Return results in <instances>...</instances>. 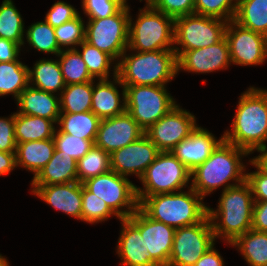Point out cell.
<instances>
[{
    "mask_svg": "<svg viewBox=\"0 0 267 266\" xmlns=\"http://www.w3.org/2000/svg\"><path fill=\"white\" fill-rule=\"evenodd\" d=\"M144 130L125 111L123 114L101 119L95 145L111 154L144 135Z\"/></svg>",
    "mask_w": 267,
    "mask_h": 266,
    "instance_id": "e0dca14e",
    "label": "cell"
},
{
    "mask_svg": "<svg viewBox=\"0 0 267 266\" xmlns=\"http://www.w3.org/2000/svg\"><path fill=\"white\" fill-rule=\"evenodd\" d=\"M29 67L19 59L0 62V96L12 95L17 100L21 92L29 85Z\"/></svg>",
    "mask_w": 267,
    "mask_h": 266,
    "instance_id": "4dcf8cb0",
    "label": "cell"
},
{
    "mask_svg": "<svg viewBox=\"0 0 267 266\" xmlns=\"http://www.w3.org/2000/svg\"><path fill=\"white\" fill-rule=\"evenodd\" d=\"M215 241L209 216L202 222L176 228L168 266H193Z\"/></svg>",
    "mask_w": 267,
    "mask_h": 266,
    "instance_id": "7c38bea8",
    "label": "cell"
},
{
    "mask_svg": "<svg viewBox=\"0 0 267 266\" xmlns=\"http://www.w3.org/2000/svg\"><path fill=\"white\" fill-rule=\"evenodd\" d=\"M122 54L117 62V77L123 85L166 86L178 74L174 50Z\"/></svg>",
    "mask_w": 267,
    "mask_h": 266,
    "instance_id": "5b68a950",
    "label": "cell"
},
{
    "mask_svg": "<svg viewBox=\"0 0 267 266\" xmlns=\"http://www.w3.org/2000/svg\"><path fill=\"white\" fill-rule=\"evenodd\" d=\"M126 111L146 131L173 107L176 101L166 86L124 85Z\"/></svg>",
    "mask_w": 267,
    "mask_h": 266,
    "instance_id": "ba28073f",
    "label": "cell"
},
{
    "mask_svg": "<svg viewBox=\"0 0 267 266\" xmlns=\"http://www.w3.org/2000/svg\"><path fill=\"white\" fill-rule=\"evenodd\" d=\"M25 33L27 43L40 52L57 56L62 51L57 43L54 28L45 20L32 24Z\"/></svg>",
    "mask_w": 267,
    "mask_h": 266,
    "instance_id": "8d00e7d4",
    "label": "cell"
},
{
    "mask_svg": "<svg viewBox=\"0 0 267 266\" xmlns=\"http://www.w3.org/2000/svg\"><path fill=\"white\" fill-rule=\"evenodd\" d=\"M265 169H267V149L260 151V154L254 157Z\"/></svg>",
    "mask_w": 267,
    "mask_h": 266,
    "instance_id": "816d5d0a",
    "label": "cell"
},
{
    "mask_svg": "<svg viewBox=\"0 0 267 266\" xmlns=\"http://www.w3.org/2000/svg\"><path fill=\"white\" fill-rule=\"evenodd\" d=\"M93 81L66 85L60 97L61 113L91 111Z\"/></svg>",
    "mask_w": 267,
    "mask_h": 266,
    "instance_id": "1f68e13d",
    "label": "cell"
},
{
    "mask_svg": "<svg viewBox=\"0 0 267 266\" xmlns=\"http://www.w3.org/2000/svg\"><path fill=\"white\" fill-rule=\"evenodd\" d=\"M228 21L188 14L174 19V46L176 57L182 52L214 45L225 37Z\"/></svg>",
    "mask_w": 267,
    "mask_h": 266,
    "instance_id": "9c48e42d",
    "label": "cell"
},
{
    "mask_svg": "<svg viewBox=\"0 0 267 266\" xmlns=\"http://www.w3.org/2000/svg\"><path fill=\"white\" fill-rule=\"evenodd\" d=\"M0 266H9L8 260L0 254Z\"/></svg>",
    "mask_w": 267,
    "mask_h": 266,
    "instance_id": "f5cc1de1",
    "label": "cell"
},
{
    "mask_svg": "<svg viewBox=\"0 0 267 266\" xmlns=\"http://www.w3.org/2000/svg\"><path fill=\"white\" fill-rule=\"evenodd\" d=\"M237 0H195L194 13L219 18L225 21L234 20Z\"/></svg>",
    "mask_w": 267,
    "mask_h": 266,
    "instance_id": "60d3db41",
    "label": "cell"
},
{
    "mask_svg": "<svg viewBox=\"0 0 267 266\" xmlns=\"http://www.w3.org/2000/svg\"><path fill=\"white\" fill-rule=\"evenodd\" d=\"M21 46L11 40L0 38V62L15 61L19 57Z\"/></svg>",
    "mask_w": 267,
    "mask_h": 266,
    "instance_id": "c3c4849f",
    "label": "cell"
},
{
    "mask_svg": "<svg viewBox=\"0 0 267 266\" xmlns=\"http://www.w3.org/2000/svg\"><path fill=\"white\" fill-rule=\"evenodd\" d=\"M12 0H4L0 6V38L24 45V23Z\"/></svg>",
    "mask_w": 267,
    "mask_h": 266,
    "instance_id": "836d02e7",
    "label": "cell"
},
{
    "mask_svg": "<svg viewBox=\"0 0 267 266\" xmlns=\"http://www.w3.org/2000/svg\"><path fill=\"white\" fill-rule=\"evenodd\" d=\"M195 116L178 104L151 125L145 135L160 152L171 151L197 128Z\"/></svg>",
    "mask_w": 267,
    "mask_h": 266,
    "instance_id": "4fadbf2b",
    "label": "cell"
},
{
    "mask_svg": "<svg viewBox=\"0 0 267 266\" xmlns=\"http://www.w3.org/2000/svg\"><path fill=\"white\" fill-rule=\"evenodd\" d=\"M127 0H82V9L88 19H100L114 15Z\"/></svg>",
    "mask_w": 267,
    "mask_h": 266,
    "instance_id": "b9f144b4",
    "label": "cell"
},
{
    "mask_svg": "<svg viewBox=\"0 0 267 266\" xmlns=\"http://www.w3.org/2000/svg\"><path fill=\"white\" fill-rule=\"evenodd\" d=\"M55 151L54 139L35 140L17 143L15 158L16 167L21 166L34 173L39 171L49 162Z\"/></svg>",
    "mask_w": 267,
    "mask_h": 266,
    "instance_id": "d4e9b609",
    "label": "cell"
},
{
    "mask_svg": "<svg viewBox=\"0 0 267 266\" xmlns=\"http://www.w3.org/2000/svg\"><path fill=\"white\" fill-rule=\"evenodd\" d=\"M159 152L157 146L144 134L110 154L111 170L124 177L135 174L140 179Z\"/></svg>",
    "mask_w": 267,
    "mask_h": 266,
    "instance_id": "2e32d148",
    "label": "cell"
},
{
    "mask_svg": "<svg viewBox=\"0 0 267 266\" xmlns=\"http://www.w3.org/2000/svg\"><path fill=\"white\" fill-rule=\"evenodd\" d=\"M82 184L105 201L120 219L129 218L139 208L136 185L112 170L87 179Z\"/></svg>",
    "mask_w": 267,
    "mask_h": 266,
    "instance_id": "8fae6325",
    "label": "cell"
},
{
    "mask_svg": "<svg viewBox=\"0 0 267 266\" xmlns=\"http://www.w3.org/2000/svg\"><path fill=\"white\" fill-rule=\"evenodd\" d=\"M78 15L79 13L77 12V9H75L72 5L64 1H57L49 9L44 20L55 28L65 22L71 21Z\"/></svg>",
    "mask_w": 267,
    "mask_h": 266,
    "instance_id": "f6af8a7d",
    "label": "cell"
},
{
    "mask_svg": "<svg viewBox=\"0 0 267 266\" xmlns=\"http://www.w3.org/2000/svg\"><path fill=\"white\" fill-rule=\"evenodd\" d=\"M53 124L56 123L50 119L15 112L16 143L53 138L56 131Z\"/></svg>",
    "mask_w": 267,
    "mask_h": 266,
    "instance_id": "4316f807",
    "label": "cell"
},
{
    "mask_svg": "<svg viewBox=\"0 0 267 266\" xmlns=\"http://www.w3.org/2000/svg\"><path fill=\"white\" fill-rule=\"evenodd\" d=\"M78 181L77 161L55 148L49 162L33 177L31 185H50Z\"/></svg>",
    "mask_w": 267,
    "mask_h": 266,
    "instance_id": "cb8c5ba5",
    "label": "cell"
},
{
    "mask_svg": "<svg viewBox=\"0 0 267 266\" xmlns=\"http://www.w3.org/2000/svg\"><path fill=\"white\" fill-rule=\"evenodd\" d=\"M223 140V136L217 140L208 130L197 126L189 137L171 150V153L190 171H193L212 154Z\"/></svg>",
    "mask_w": 267,
    "mask_h": 266,
    "instance_id": "ffe728a7",
    "label": "cell"
},
{
    "mask_svg": "<svg viewBox=\"0 0 267 266\" xmlns=\"http://www.w3.org/2000/svg\"><path fill=\"white\" fill-rule=\"evenodd\" d=\"M193 266H224L222 256L216 251L214 245L209 248Z\"/></svg>",
    "mask_w": 267,
    "mask_h": 266,
    "instance_id": "681fc988",
    "label": "cell"
},
{
    "mask_svg": "<svg viewBox=\"0 0 267 266\" xmlns=\"http://www.w3.org/2000/svg\"><path fill=\"white\" fill-rule=\"evenodd\" d=\"M231 64L226 38L208 47L184 51L177 57V72L211 73Z\"/></svg>",
    "mask_w": 267,
    "mask_h": 266,
    "instance_id": "ac0fdd59",
    "label": "cell"
},
{
    "mask_svg": "<svg viewBox=\"0 0 267 266\" xmlns=\"http://www.w3.org/2000/svg\"><path fill=\"white\" fill-rule=\"evenodd\" d=\"M250 266H267V232L248 230L233 243Z\"/></svg>",
    "mask_w": 267,
    "mask_h": 266,
    "instance_id": "f546056e",
    "label": "cell"
},
{
    "mask_svg": "<svg viewBox=\"0 0 267 266\" xmlns=\"http://www.w3.org/2000/svg\"><path fill=\"white\" fill-rule=\"evenodd\" d=\"M16 168L15 152L0 151V176L9 174Z\"/></svg>",
    "mask_w": 267,
    "mask_h": 266,
    "instance_id": "f907efd6",
    "label": "cell"
},
{
    "mask_svg": "<svg viewBox=\"0 0 267 266\" xmlns=\"http://www.w3.org/2000/svg\"><path fill=\"white\" fill-rule=\"evenodd\" d=\"M55 148L63 151V154L71 156L78 161L82 158L95 144V140H86L68 133H63L56 129L54 133Z\"/></svg>",
    "mask_w": 267,
    "mask_h": 266,
    "instance_id": "ab89813d",
    "label": "cell"
},
{
    "mask_svg": "<svg viewBox=\"0 0 267 266\" xmlns=\"http://www.w3.org/2000/svg\"><path fill=\"white\" fill-rule=\"evenodd\" d=\"M122 230L117 245V254L123 266H160L146 249L145 238L128 219H119Z\"/></svg>",
    "mask_w": 267,
    "mask_h": 266,
    "instance_id": "44dd1931",
    "label": "cell"
},
{
    "mask_svg": "<svg viewBox=\"0 0 267 266\" xmlns=\"http://www.w3.org/2000/svg\"><path fill=\"white\" fill-rule=\"evenodd\" d=\"M79 46H81L82 51H79L77 48L75 49L80 53L91 77L94 80L96 78H98L97 80L109 79L110 66L114 64L112 62H115V60L85 40Z\"/></svg>",
    "mask_w": 267,
    "mask_h": 266,
    "instance_id": "d590c367",
    "label": "cell"
},
{
    "mask_svg": "<svg viewBox=\"0 0 267 266\" xmlns=\"http://www.w3.org/2000/svg\"><path fill=\"white\" fill-rule=\"evenodd\" d=\"M57 56L65 85L94 81L76 49H63Z\"/></svg>",
    "mask_w": 267,
    "mask_h": 266,
    "instance_id": "e575fe53",
    "label": "cell"
},
{
    "mask_svg": "<svg viewBox=\"0 0 267 266\" xmlns=\"http://www.w3.org/2000/svg\"><path fill=\"white\" fill-rule=\"evenodd\" d=\"M257 171L246 173L245 181L249 184L254 201H267V169L255 158L249 160Z\"/></svg>",
    "mask_w": 267,
    "mask_h": 266,
    "instance_id": "7bdbcfd3",
    "label": "cell"
},
{
    "mask_svg": "<svg viewBox=\"0 0 267 266\" xmlns=\"http://www.w3.org/2000/svg\"><path fill=\"white\" fill-rule=\"evenodd\" d=\"M29 85L36 89L61 95L65 88L61 67L58 60L40 59L33 69H28Z\"/></svg>",
    "mask_w": 267,
    "mask_h": 266,
    "instance_id": "484cf974",
    "label": "cell"
},
{
    "mask_svg": "<svg viewBox=\"0 0 267 266\" xmlns=\"http://www.w3.org/2000/svg\"><path fill=\"white\" fill-rule=\"evenodd\" d=\"M82 19L79 14L71 21L54 28L57 43L62 50L64 47L65 49H75L85 40L86 27Z\"/></svg>",
    "mask_w": 267,
    "mask_h": 266,
    "instance_id": "f35d334b",
    "label": "cell"
},
{
    "mask_svg": "<svg viewBox=\"0 0 267 266\" xmlns=\"http://www.w3.org/2000/svg\"><path fill=\"white\" fill-rule=\"evenodd\" d=\"M219 199L216 210L208 207V216L215 239L220 236L226 243L231 244L252 227L254 205L252 191L249 184L244 181L222 190Z\"/></svg>",
    "mask_w": 267,
    "mask_h": 266,
    "instance_id": "3957f363",
    "label": "cell"
},
{
    "mask_svg": "<svg viewBox=\"0 0 267 266\" xmlns=\"http://www.w3.org/2000/svg\"><path fill=\"white\" fill-rule=\"evenodd\" d=\"M101 119L92 111L82 113H60L58 125L63 133L86 140H96Z\"/></svg>",
    "mask_w": 267,
    "mask_h": 266,
    "instance_id": "f1b7e54d",
    "label": "cell"
},
{
    "mask_svg": "<svg viewBox=\"0 0 267 266\" xmlns=\"http://www.w3.org/2000/svg\"><path fill=\"white\" fill-rule=\"evenodd\" d=\"M234 21L267 37V0H237Z\"/></svg>",
    "mask_w": 267,
    "mask_h": 266,
    "instance_id": "83f0119b",
    "label": "cell"
},
{
    "mask_svg": "<svg viewBox=\"0 0 267 266\" xmlns=\"http://www.w3.org/2000/svg\"><path fill=\"white\" fill-rule=\"evenodd\" d=\"M32 192L56 210L81 220L82 183L32 185Z\"/></svg>",
    "mask_w": 267,
    "mask_h": 266,
    "instance_id": "d6986e66",
    "label": "cell"
},
{
    "mask_svg": "<svg viewBox=\"0 0 267 266\" xmlns=\"http://www.w3.org/2000/svg\"><path fill=\"white\" fill-rule=\"evenodd\" d=\"M139 208L151 219L175 229L202 222L208 216L201 197L191 187L186 191L137 197Z\"/></svg>",
    "mask_w": 267,
    "mask_h": 266,
    "instance_id": "277c9868",
    "label": "cell"
},
{
    "mask_svg": "<svg viewBox=\"0 0 267 266\" xmlns=\"http://www.w3.org/2000/svg\"><path fill=\"white\" fill-rule=\"evenodd\" d=\"M145 2L146 6L139 10L136 22H132V16H129L127 50H174V19Z\"/></svg>",
    "mask_w": 267,
    "mask_h": 266,
    "instance_id": "8992f818",
    "label": "cell"
},
{
    "mask_svg": "<svg viewBox=\"0 0 267 266\" xmlns=\"http://www.w3.org/2000/svg\"><path fill=\"white\" fill-rule=\"evenodd\" d=\"M251 229L267 232V201H254Z\"/></svg>",
    "mask_w": 267,
    "mask_h": 266,
    "instance_id": "7dc6e473",
    "label": "cell"
},
{
    "mask_svg": "<svg viewBox=\"0 0 267 266\" xmlns=\"http://www.w3.org/2000/svg\"><path fill=\"white\" fill-rule=\"evenodd\" d=\"M112 215L120 219L106 204L105 201L90 192L82 184L81 221L86 223H99L107 220Z\"/></svg>",
    "mask_w": 267,
    "mask_h": 266,
    "instance_id": "74e56055",
    "label": "cell"
},
{
    "mask_svg": "<svg viewBox=\"0 0 267 266\" xmlns=\"http://www.w3.org/2000/svg\"><path fill=\"white\" fill-rule=\"evenodd\" d=\"M129 11L126 2L114 15L89 19L85 41L118 61L128 47Z\"/></svg>",
    "mask_w": 267,
    "mask_h": 266,
    "instance_id": "30bf717a",
    "label": "cell"
},
{
    "mask_svg": "<svg viewBox=\"0 0 267 266\" xmlns=\"http://www.w3.org/2000/svg\"><path fill=\"white\" fill-rule=\"evenodd\" d=\"M15 113L9 118L0 117V151L2 152H16L15 140Z\"/></svg>",
    "mask_w": 267,
    "mask_h": 266,
    "instance_id": "bcb514c9",
    "label": "cell"
},
{
    "mask_svg": "<svg viewBox=\"0 0 267 266\" xmlns=\"http://www.w3.org/2000/svg\"><path fill=\"white\" fill-rule=\"evenodd\" d=\"M113 71V82L107 80L99 81L94 84L91 111L100 119L110 118L123 114L126 111L125 87L117 77V63H115ZM116 84L120 85L122 91V101Z\"/></svg>",
    "mask_w": 267,
    "mask_h": 266,
    "instance_id": "7402d4cb",
    "label": "cell"
},
{
    "mask_svg": "<svg viewBox=\"0 0 267 266\" xmlns=\"http://www.w3.org/2000/svg\"><path fill=\"white\" fill-rule=\"evenodd\" d=\"M156 10L176 19L194 13L195 0H146Z\"/></svg>",
    "mask_w": 267,
    "mask_h": 266,
    "instance_id": "ee69618b",
    "label": "cell"
},
{
    "mask_svg": "<svg viewBox=\"0 0 267 266\" xmlns=\"http://www.w3.org/2000/svg\"><path fill=\"white\" fill-rule=\"evenodd\" d=\"M145 238L146 249L160 265L168 266L172 251L175 228L148 217L138 208L128 218Z\"/></svg>",
    "mask_w": 267,
    "mask_h": 266,
    "instance_id": "9a60e30c",
    "label": "cell"
},
{
    "mask_svg": "<svg viewBox=\"0 0 267 266\" xmlns=\"http://www.w3.org/2000/svg\"><path fill=\"white\" fill-rule=\"evenodd\" d=\"M225 38L234 65H259L267 59V37L246 29L234 20L228 21Z\"/></svg>",
    "mask_w": 267,
    "mask_h": 266,
    "instance_id": "5bb4252c",
    "label": "cell"
},
{
    "mask_svg": "<svg viewBox=\"0 0 267 266\" xmlns=\"http://www.w3.org/2000/svg\"><path fill=\"white\" fill-rule=\"evenodd\" d=\"M237 106L231 130L223 134L224 141L249 154L267 149V90L248 88Z\"/></svg>",
    "mask_w": 267,
    "mask_h": 266,
    "instance_id": "6da1fadb",
    "label": "cell"
},
{
    "mask_svg": "<svg viewBox=\"0 0 267 266\" xmlns=\"http://www.w3.org/2000/svg\"><path fill=\"white\" fill-rule=\"evenodd\" d=\"M16 101L19 108L17 113L50 119L56 124L59 121L60 97L56 94L28 85Z\"/></svg>",
    "mask_w": 267,
    "mask_h": 266,
    "instance_id": "603a6c76",
    "label": "cell"
},
{
    "mask_svg": "<svg viewBox=\"0 0 267 266\" xmlns=\"http://www.w3.org/2000/svg\"><path fill=\"white\" fill-rule=\"evenodd\" d=\"M191 180V171L171 151L159 152L141 176L143 189L136 186L137 197L181 191Z\"/></svg>",
    "mask_w": 267,
    "mask_h": 266,
    "instance_id": "52a82bcc",
    "label": "cell"
},
{
    "mask_svg": "<svg viewBox=\"0 0 267 266\" xmlns=\"http://www.w3.org/2000/svg\"><path fill=\"white\" fill-rule=\"evenodd\" d=\"M247 155L250 154L246 150L223 140L201 165L191 171L190 187L205 198L221 186L226 190L243 183L246 167L241 158ZM231 180L235 183L231 184Z\"/></svg>",
    "mask_w": 267,
    "mask_h": 266,
    "instance_id": "7a4b0ae2",
    "label": "cell"
},
{
    "mask_svg": "<svg viewBox=\"0 0 267 266\" xmlns=\"http://www.w3.org/2000/svg\"><path fill=\"white\" fill-rule=\"evenodd\" d=\"M109 171H111L110 154L95 144L77 161V179L80 183Z\"/></svg>",
    "mask_w": 267,
    "mask_h": 266,
    "instance_id": "d6a6232c",
    "label": "cell"
}]
</instances>
